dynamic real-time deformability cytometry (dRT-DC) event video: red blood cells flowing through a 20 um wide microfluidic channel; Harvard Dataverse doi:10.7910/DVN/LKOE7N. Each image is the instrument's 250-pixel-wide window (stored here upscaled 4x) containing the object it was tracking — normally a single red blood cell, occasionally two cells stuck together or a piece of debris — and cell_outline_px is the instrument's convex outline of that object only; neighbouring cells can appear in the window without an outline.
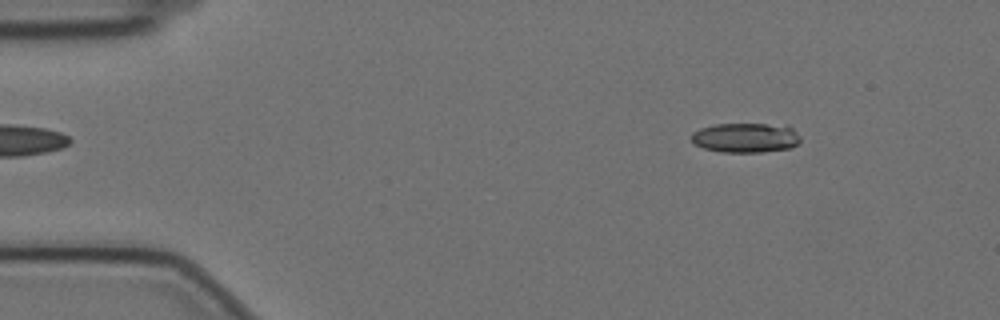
{"species": "Egyptian fruit bat (a non-hibernating species)", "species_latin": "Rousettus aegyptiacus", "temperature_condition": "cold", "stored_images_in_passage": 18, "camera_frame_rate_fps": 3000, "um_per_image_px": 0.085, "animal": {"sex": "female"}, "frame": {"image": 1, "passage_image": 7, "time_ms": 2.0, "image_size_px": [1000, 320], "cell_outline_px": [[800, 140], [792, 148], [760, 152], [720, 152], [704, 148], [696, 144], [692, 140], [692, 132], [700, 128], [716, 124], [788, 124], [800, 136]], "centroid_in_image_um": [63.41, 11.7], "position_along_channel_um": 21.6, "area_um2": 18.96}}